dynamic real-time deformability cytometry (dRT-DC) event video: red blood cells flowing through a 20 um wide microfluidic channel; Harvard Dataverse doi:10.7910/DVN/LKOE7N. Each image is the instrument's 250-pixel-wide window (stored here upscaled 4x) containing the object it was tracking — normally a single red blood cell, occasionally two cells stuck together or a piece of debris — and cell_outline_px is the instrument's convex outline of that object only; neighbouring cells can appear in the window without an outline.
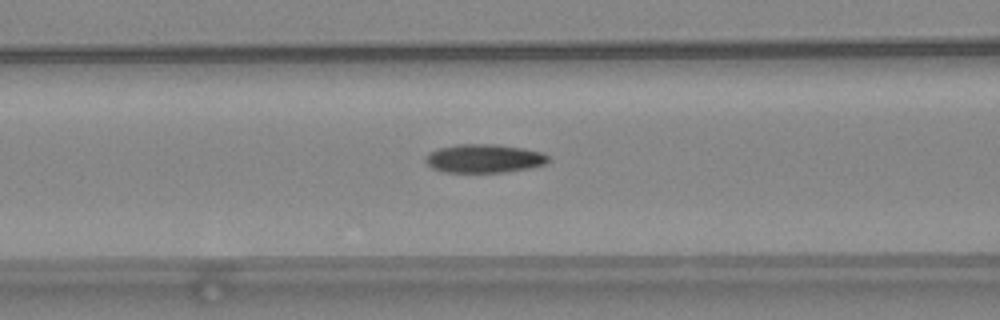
{"species": "common noctule bat (a hibernating species)", "species_latin": "Nyctalus noctula", "temperature_condition": "warm", "stored_images_in_passage": 53, "camera_frame_rate_fps": 3000, "um_per_image_px": 0.085, "animal": {"sex": "female", "body_mass_g": 24.6, "forearm_length_mm": 56.2}, "frame": {"image": 1, "passage_image": 23, "time_ms": 7.333, "image_size_px": [1000, 320], "cell_outline_px": [[548, 160], [544, 164], [528, 168], [504, 172], [444, 172], [432, 168], [424, 160], [428, 152], [440, 148], [456, 144], [496, 144], [524, 148], [544, 152], [548, 156]], "centroid_in_image_um": [41.13, 13.46], "position_along_channel_um": 125.5, "area_um2": 20.46}}
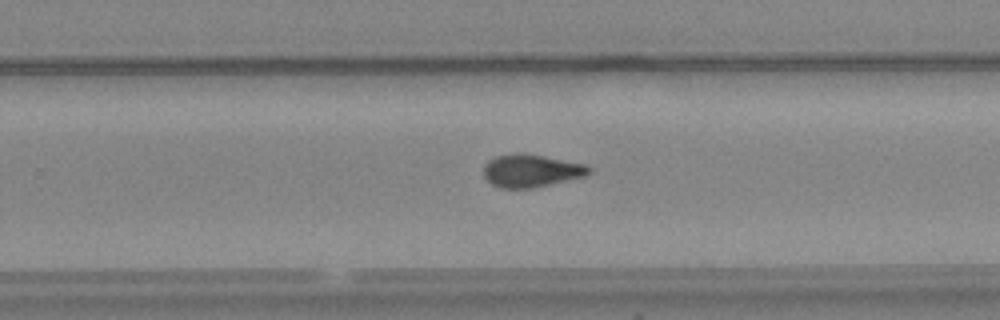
{"frame": {"image": 2, "passage_image": 35, "time_ms": 11.333, "image_size_px": [1000, 320], "cell_outline_px": [[592, 172], [588, 176], [532, 188], [500, 188], [492, 184], [484, 176], [484, 164], [488, 160], [496, 156], [512, 152], [524, 152], [584, 164], [592, 168]], "centroid_in_image_um": [45.16, 14.5], "position_along_channel_um": 284.6, "area_um2": 20.4}}
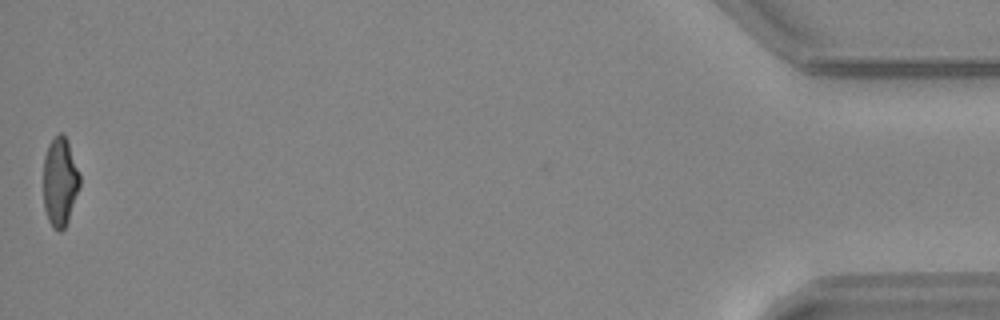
{"frame": {"image": 3, "passage_image": 53, "time_ms": 17.333, "image_size_px": [1000, 320], "cell_outline_px": [[80, 184], [68, 220], [64, 228], [60, 232], [52, 228], [48, 220], [44, 208], [44, 156], [48, 144], [60, 132], [68, 140], [80, 172]], "centroid_in_image_um": [5.1, 15.44], "position_along_channel_um": 430.1, "area_um2": 18.9}, "authors_computed_cell_mechanics": {"area_um2": 19.7098, "velocity_mm_per_s": 3.9826, "shape_relaxation_time_tau1_ms": 6.6501, "shape_relaxation_time_tau2_ms": 2.4189, "deformation_change_tau1": 0.224, "deformation_change_tau2": 0.0989}}